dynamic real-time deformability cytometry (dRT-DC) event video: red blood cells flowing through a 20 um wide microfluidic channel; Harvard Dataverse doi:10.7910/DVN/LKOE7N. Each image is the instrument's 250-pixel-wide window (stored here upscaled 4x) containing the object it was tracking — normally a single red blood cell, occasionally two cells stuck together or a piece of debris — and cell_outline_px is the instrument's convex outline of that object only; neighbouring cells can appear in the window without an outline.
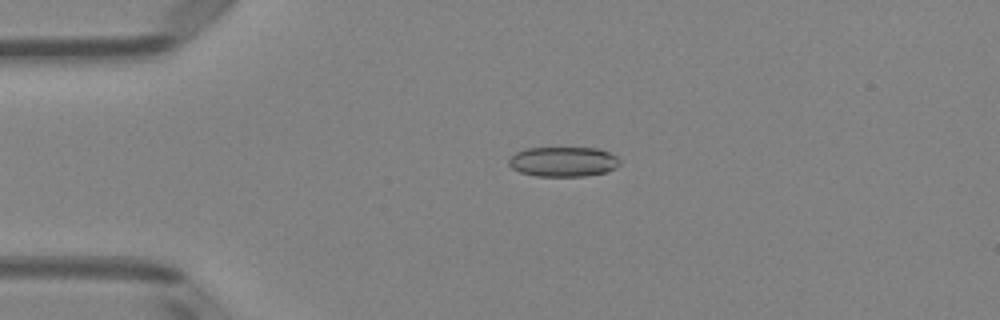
{"species": "Egyptian fruit bat (a non-hibernating species)", "species_latin": "Rousettus aegyptiacus", "temperature_condition": "room temperature", "stored_images_in_passage": 21, "camera_frame_rate_fps": 3000, "um_per_image_px": 0.085, "animal": {"sex": "female"}, "frame": {"image": 1, "passage_image": 6, "time_ms": 1.667, "image_size_px": [1000, 320], "cell_outline_px": [[620, 164], [616, 168], [608, 172], [584, 176], [536, 176], [520, 172], [512, 168], [508, 164], [508, 160], [516, 152], [524, 148], [600, 148], [616, 156], [620, 160]], "centroid_in_image_um": [47.89, 13.74], "position_along_channel_um": 37.1, "area_um2": 19.48}}
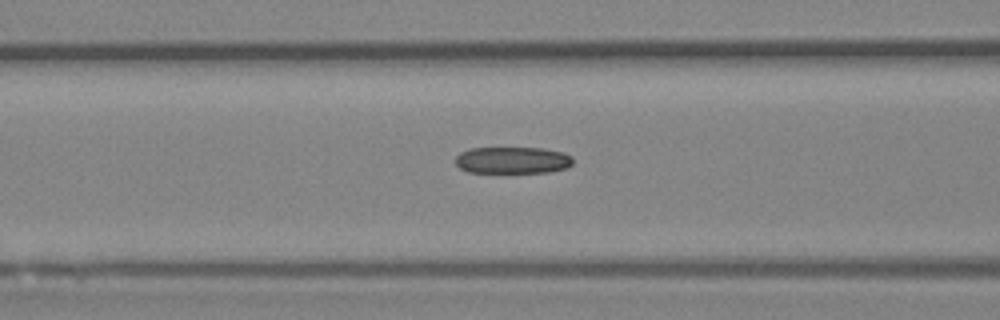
{"frame": {"image": 2, "passage_image": 15, "time_ms": 4.667, "image_size_px": [1000, 320], "cell_outline_px": [[572, 164], [568, 168], [548, 172], [468, 172], [460, 168], [456, 164], [456, 156], [460, 152], [472, 148], [544, 148], [564, 152], [572, 156]], "centroid_in_image_um": [43.59, 13.61], "position_along_channel_um": 123.0, "area_um2": 18.38}}
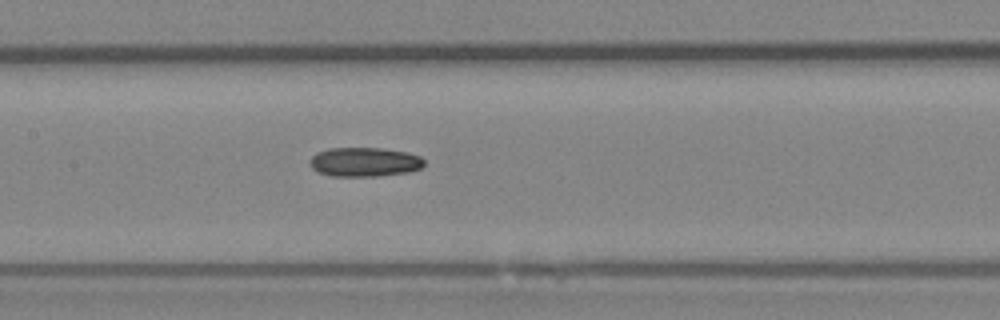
{"frame": {"image": 3, "passage_image": 19, "time_ms": 6.0, "image_size_px": [1000, 320], "cell_outline_px": [[424, 164], [420, 168], [408, 172], [376, 176], [332, 176], [316, 172], [312, 168], [312, 156], [316, 152], [328, 148], [380, 148], [408, 152], [420, 156], [424, 160]], "centroid_in_image_um": [30.98, 13.76], "position_along_channel_um": 176.4, "area_um2": 19.42}}